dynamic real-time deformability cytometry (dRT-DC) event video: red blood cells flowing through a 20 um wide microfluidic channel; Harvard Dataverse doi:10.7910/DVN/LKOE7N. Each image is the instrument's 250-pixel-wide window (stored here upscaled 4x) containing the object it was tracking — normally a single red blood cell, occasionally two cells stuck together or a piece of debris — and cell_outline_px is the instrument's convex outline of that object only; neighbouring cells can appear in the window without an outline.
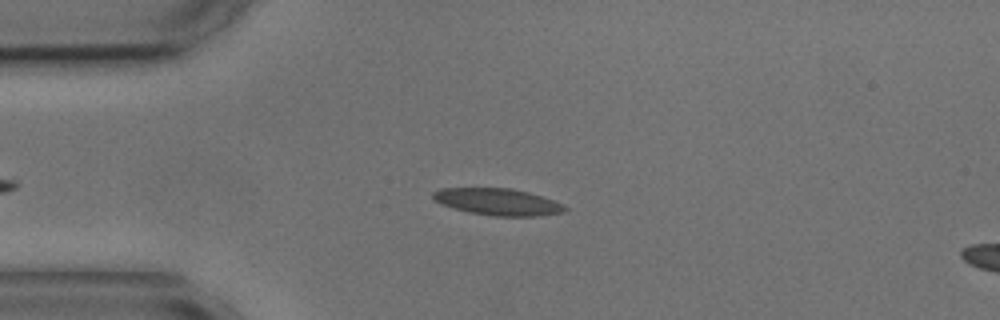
{"species": "common noctule bat (a hibernating species)", "species_latin": "Nyctalus noctula", "temperature_condition": "cold", "stored_images_in_passage": 4, "segment_of_instrument_passage": [1, 2], "camera_frame_rate_fps": 3000, "um_per_image_px": 0.085, "animal": {"sex": "male", "body_mass_g": 17.9, "forearm_length_mm": 54.2}, "frame": {"image": 1, "passage_image": 3, "time_ms": 2.667, "image_size_px": [1000, 320], "cell_outline_px": [[568, 208], [564, 212], [540, 216], [492, 216], [468, 212], [452, 208], [440, 204], [432, 196], [432, 192], [440, 188], [512, 188], [528, 192], [564, 204]], "centroid_in_image_um": [42.3, 17.16], "position_along_channel_um": 42.7, "area_um2": 20.69}}